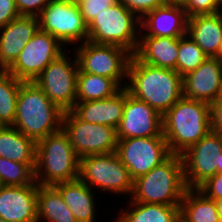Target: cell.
Returning a JSON list of instances; mask_svg holds the SVG:
<instances>
[{
    "mask_svg": "<svg viewBox=\"0 0 222 222\" xmlns=\"http://www.w3.org/2000/svg\"><path fill=\"white\" fill-rule=\"evenodd\" d=\"M125 88L162 116L183 96L182 76L176 70L155 67L132 55Z\"/></svg>",
    "mask_w": 222,
    "mask_h": 222,
    "instance_id": "obj_1",
    "label": "cell"
},
{
    "mask_svg": "<svg viewBox=\"0 0 222 222\" xmlns=\"http://www.w3.org/2000/svg\"><path fill=\"white\" fill-rule=\"evenodd\" d=\"M78 178L101 193L130 197L133 191L134 180L116 152L82 157Z\"/></svg>",
    "mask_w": 222,
    "mask_h": 222,
    "instance_id": "obj_7",
    "label": "cell"
},
{
    "mask_svg": "<svg viewBox=\"0 0 222 222\" xmlns=\"http://www.w3.org/2000/svg\"><path fill=\"white\" fill-rule=\"evenodd\" d=\"M116 153L133 180L171 155L164 136L118 139Z\"/></svg>",
    "mask_w": 222,
    "mask_h": 222,
    "instance_id": "obj_13",
    "label": "cell"
},
{
    "mask_svg": "<svg viewBox=\"0 0 222 222\" xmlns=\"http://www.w3.org/2000/svg\"><path fill=\"white\" fill-rule=\"evenodd\" d=\"M186 190L182 156L171 154L133 181L130 199L138 203L180 205Z\"/></svg>",
    "mask_w": 222,
    "mask_h": 222,
    "instance_id": "obj_4",
    "label": "cell"
},
{
    "mask_svg": "<svg viewBox=\"0 0 222 222\" xmlns=\"http://www.w3.org/2000/svg\"><path fill=\"white\" fill-rule=\"evenodd\" d=\"M74 49L72 57H76L78 73L104 76L114 79L122 88L126 86L123 79L127 80L128 66L133 55L130 51L117 45L91 41L74 46Z\"/></svg>",
    "mask_w": 222,
    "mask_h": 222,
    "instance_id": "obj_8",
    "label": "cell"
},
{
    "mask_svg": "<svg viewBox=\"0 0 222 222\" xmlns=\"http://www.w3.org/2000/svg\"><path fill=\"white\" fill-rule=\"evenodd\" d=\"M68 53L66 50L52 61L34 81L63 112L71 111L77 102L78 63L76 57L72 61Z\"/></svg>",
    "mask_w": 222,
    "mask_h": 222,
    "instance_id": "obj_10",
    "label": "cell"
},
{
    "mask_svg": "<svg viewBox=\"0 0 222 222\" xmlns=\"http://www.w3.org/2000/svg\"><path fill=\"white\" fill-rule=\"evenodd\" d=\"M0 222H6L5 220H3L2 218H0Z\"/></svg>",
    "mask_w": 222,
    "mask_h": 222,
    "instance_id": "obj_46",
    "label": "cell"
},
{
    "mask_svg": "<svg viewBox=\"0 0 222 222\" xmlns=\"http://www.w3.org/2000/svg\"><path fill=\"white\" fill-rule=\"evenodd\" d=\"M210 117L212 131L222 133V102L210 104Z\"/></svg>",
    "mask_w": 222,
    "mask_h": 222,
    "instance_id": "obj_38",
    "label": "cell"
},
{
    "mask_svg": "<svg viewBox=\"0 0 222 222\" xmlns=\"http://www.w3.org/2000/svg\"><path fill=\"white\" fill-rule=\"evenodd\" d=\"M178 52L177 72L182 77L194 71L208 58L188 35L179 38Z\"/></svg>",
    "mask_w": 222,
    "mask_h": 222,
    "instance_id": "obj_31",
    "label": "cell"
},
{
    "mask_svg": "<svg viewBox=\"0 0 222 222\" xmlns=\"http://www.w3.org/2000/svg\"><path fill=\"white\" fill-rule=\"evenodd\" d=\"M186 0H167L168 3L183 4Z\"/></svg>",
    "mask_w": 222,
    "mask_h": 222,
    "instance_id": "obj_42",
    "label": "cell"
},
{
    "mask_svg": "<svg viewBox=\"0 0 222 222\" xmlns=\"http://www.w3.org/2000/svg\"><path fill=\"white\" fill-rule=\"evenodd\" d=\"M178 49L179 38L139 36L133 55L143 63L177 71Z\"/></svg>",
    "mask_w": 222,
    "mask_h": 222,
    "instance_id": "obj_22",
    "label": "cell"
},
{
    "mask_svg": "<svg viewBox=\"0 0 222 222\" xmlns=\"http://www.w3.org/2000/svg\"><path fill=\"white\" fill-rule=\"evenodd\" d=\"M22 82L6 71L0 74V126L13 125Z\"/></svg>",
    "mask_w": 222,
    "mask_h": 222,
    "instance_id": "obj_29",
    "label": "cell"
},
{
    "mask_svg": "<svg viewBox=\"0 0 222 222\" xmlns=\"http://www.w3.org/2000/svg\"><path fill=\"white\" fill-rule=\"evenodd\" d=\"M36 163H19L0 157V185L25 186L35 182Z\"/></svg>",
    "mask_w": 222,
    "mask_h": 222,
    "instance_id": "obj_30",
    "label": "cell"
},
{
    "mask_svg": "<svg viewBox=\"0 0 222 222\" xmlns=\"http://www.w3.org/2000/svg\"><path fill=\"white\" fill-rule=\"evenodd\" d=\"M128 203L129 209L120 208L114 222H180V205L138 203L131 199Z\"/></svg>",
    "mask_w": 222,
    "mask_h": 222,
    "instance_id": "obj_24",
    "label": "cell"
},
{
    "mask_svg": "<svg viewBox=\"0 0 222 222\" xmlns=\"http://www.w3.org/2000/svg\"><path fill=\"white\" fill-rule=\"evenodd\" d=\"M221 60H222V50H221V54H220V57H219Z\"/></svg>",
    "mask_w": 222,
    "mask_h": 222,
    "instance_id": "obj_45",
    "label": "cell"
},
{
    "mask_svg": "<svg viewBox=\"0 0 222 222\" xmlns=\"http://www.w3.org/2000/svg\"><path fill=\"white\" fill-rule=\"evenodd\" d=\"M124 110V87L112 97L76 102L71 110L79 119L93 124L118 127Z\"/></svg>",
    "mask_w": 222,
    "mask_h": 222,
    "instance_id": "obj_20",
    "label": "cell"
},
{
    "mask_svg": "<svg viewBox=\"0 0 222 222\" xmlns=\"http://www.w3.org/2000/svg\"><path fill=\"white\" fill-rule=\"evenodd\" d=\"M140 24V18L118 1L88 25V41L117 45L134 54L139 43Z\"/></svg>",
    "mask_w": 222,
    "mask_h": 222,
    "instance_id": "obj_6",
    "label": "cell"
},
{
    "mask_svg": "<svg viewBox=\"0 0 222 222\" xmlns=\"http://www.w3.org/2000/svg\"><path fill=\"white\" fill-rule=\"evenodd\" d=\"M63 114L34 82H22L12 126L37 143L62 129Z\"/></svg>",
    "mask_w": 222,
    "mask_h": 222,
    "instance_id": "obj_3",
    "label": "cell"
},
{
    "mask_svg": "<svg viewBox=\"0 0 222 222\" xmlns=\"http://www.w3.org/2000/svg\"><path fill=\"white\" fill-rule=\"evenodd\" d=\"M0 157L19 163H36V142L12 125L0 126Z\"/></svg>",
    "mask_w": 222,
    "mask_h": 222,
    "instance_id": "obj_25",
    "label": "cell"
},
{
    "mask_svg": "<svg viewBox=\"0 0 222 222\" xmlns=\"http://www.w3.org/2000/svg\"><path fill=\"white\" fill-rule=\"evenodd\" d=\"M80 158L70 144L68 135L59 130L36 143L35 181L54 186L79 177Z\"/></svg>",
    "mask_w": 222,
    "mask_h": 222,
    "instance_id": "obj_5",
    "label": "cell"
},
{
    "mask_svg": "<svg viewBox=\"0 0 222 222\" xmlns=\"http://www.w3.org/2000/svg\"><path fill=\"white\" fill-rule=\"evenodd\" d=\"M187 35L208 57H220L222 50V13L188 17Z\"/></svg>",
    "mask_w": 222,
    "mask_h": 222,
    "instance_id": "obj_21",
    "label": "cell"
},
{
    "mask_svg": "<svg viewBox=\"0 0 222 222\" xmlns=\"http://www.w3.org/2000/svg\"><path fill=\"white\" fill-rule=\"evenodd\" d=\"M140 23V36L180 38L187 35L188 16L182 4L157 7L146 13Z\"/></svg>",
    "mask_w": 222,
    "mask_h": 222,
    "instance_id": "obj_16",
    "label": "cell"
},
{
    "mask_svg": "<svg viewBox=\"0 0 222 222\" xmlns=\"http://www.w3.org/2000/svg\"><path fill=\"white\" fill-rule=\"evenodd\" d=\"M128 10L140 19L157 7L167 4V0H119Z\"/></svg>",
    "mask_w": 222,
    "mask_h": 222,
    "instance_id": "obj_34",
    "label": "cell"
},
{
    "mask_svg": "<svg viewBox=\"0 0 222 222\" xmlns=\"http://www.w3.org/2000/svg\"><path fill=\"white\" fill-rule=\"evenodd\" d=\"M62 129L80 159L89 155L114 153L117 150L116 128L85 122L72 111L64 112Z\"/></svg>",
    "mask_w": 222,
    "mask_h": 222,
    "instance_id": "obj_11",
    "label": "cell"
},
{
    "mask_svg": "<svg viewBox=\"0 0 222 222\" xmlns=\"http://www.w3.org/2000/svg\"><path fill=\"white\" fill-rule=\"evenodd\" d=\"M163 135L171 154H183L211 129L210 104L181 97L163 116Z\"/></svg>",
    "mask_w": 222,
    "mask_h": 222,
    "instance_id": "obj_2",
    "label": "cell"
},
{
    "mask_svg": "<svg viewBox=\"0 0 222 222\" xmlns=\"http://www.w3.org/2000/svg\"><path fill=\"white\" fill-rule=\"evenodd\" d=\"M77 222L74 214L54 186L38 184L37 222Z\"/></svg>",
    "mask_w": 222,
    "mask_h": 222,
    "instance_id": "obj_27",
    "label": "cell"
},
{
    "mask_svg": "<svg viewBox=\"0 0 222 222\" xmlns=\"http://www.w3.org/2000/svg\"><path fill=\"white\" fill-rule=\"evenodd\" d=\"M39 29L55 37L64 47L88 41V25L79 5L70 0H52L38 16ZM67 44V45H66Z\"/></svg>",
    "mask_w": 222,
    "mask_h": 222,
    "instance_id": "obj_9",
    "label": "cell"
},
{
    "mask_svg": "<svg viewBox=\"0 0 222 222\" xmlns=\"http://www.w3.org/2000/svg\"><path fill=\"white\" fill-rule=\"evenodd\" d=\"M65 51L55 37L39 29L6 72L23 82H34Z\"/></svg>",
    "mask_w": 222,
    "mask_h": 222,
    "instance_id": "obj_12",
    "label": "cell"
},
{
    "mask_svg": "<svg viewBox=\"0 0 222 222\" xmlns=\"http://www.w3.org/2000/svg\"><path fill=\"white\" fill-rule=\"evenodd\" d=\"M222 80V60L208 57L198 68L182 77L183 97L211 104Z\"/></svg>",
    "mask_w": 222,
    "mask_h": 222,
    "instance_id": "obj_18",
    "label": "cell"
},
{
    "mask_svg": "<svg viewBox=\"0 0 222 222\" xmlns=\"http://www.w3.org/2000/svg\"><path fill=\"white\" fill-rule=\"evenodd\" d=\"M39 30L35 16H19L0 29V70L6 71Z\"/></svg>",
    "mask_w": 222,
    "mask_h": 222,
    "instance_id": "obj_19",
    "label": "cell"
},
{
    "mask_svg": "<svg viewBox=\"0 0 222 222\" xmlns=\"http://www.w3.org/2000/svg\"><path fill=\"white\" fill-rule=\"evenodd\" d=\"M52 0H15L20 16L38 17Z\"/></svg>",
    "mask_w": 222,
    "mask_h": 222,
    "instance_id": "obj_35",
    "label": "cell"
},
{
    "mask_svg": "<svg viewBox=\"0 0 222 222\" xmlns=\"http://www.w3.org/2000/svg\"><path fill=\"white\" fill-rule=\"evenodd\" d=\"M214 102H222V80L219 86V90Z\"/></svg>",
    "mask_w": 222,
    "mask_h": 222,
    "instance_id": "obj_41",
    "label": "cell"
},
{
    "mask_svg": "<svg viewBox=\"0 0 222 222\" xmlns=\"http://www.w3.org/2000/svg\"><path fill=\"white\" fill-rule=\"evenodd\" d=\"M222 151L220 134L210 131L182 156L184 181L187 188H198L217 173L215 158Z\"/></svg>",
    "mask_w": 222,
    "mask_h": 222,
    "instance_id": "obj_14",
    "label": "cell"
},
{
    "mask_svg": "<svg viewBox=\"0 0 222 222\" xmlns=\"http://www.w3.org/2000/svg\"><path fill=\"white\" fill-rule=\"evenodd\" d=\"M63 201L74 214L77 222H96V204L94 190L79 178L54 185Z\"/></svg>",
    "mask_w": 222,
    "mask_h": 222,
    "instance_id": "obj_23",
    "label": "cell"
},
{
    "mask_svg": "<svg viewBox=\"0 0 222 222\" xmlns=\"http://www.w3.org/2000/svg\"><path fill=\"white\" fill-rule=\"evenodd\" d=\"M38 183L0 185V218L6 222H37Z\"/></svg>",
    "mask_w": 222,
    "mask_h": 222,
    "instance_id": "obj_17",
    "label": "cell"
},
{
    "mask_svg": "<svg viewBox=\"0 0 222 222\" xmlns=\"http://www.w3.org/2000/svg\"><path fill=\"white\" fill-rule=\"evenodd\" d=\"M182 6L188 17L216 14L220 10V0H186Z\"/></svg>",
    "mask_w": 222,
    "mask_h": 222,
    "instance_id": "obj_33",
    "label": "cell"
},
{
    "mask_svg": "<svg viewBox=\"0 0 222 222\" xmlns=\"http://www.w3.org/2000/svg\"><path fill=\"white\" fill-rule=\"evenodd\" d=\"M180 222H221L215 200L197 188H187L180 204Z\"/></svg>",
    "mask_w": 222,
    "mask_h": 222,
    "instance_id": "obj_26",
    "label": "cell"
},
{
    "mask_svg": "<svg viewBox=\"0 0 222 222\" xmlns=\"http://www.w3.org/2000/svg\"><path fill=\"white\" fill-rule=\"evenodd\" d=\"M217 205V211L220 216V221L222 222V198L215 200Z\"/></svg>",
    "mask_w": 222,
    "mask_h": 222,
    "instance_id": "obj_40",
    "label": "cell"
},
{
    "mask_svg": "<svg viewBox=\"0 0 222 222\" xmlns=\"http://www.w3.org/2000/svg\"><path fill=\"white\" fill-rule=\"evenodd\" d=\"M197 189L210 199L217 200L222 198V174L216 173L202 183Z\"/></svg>",
    "mask_w": 222,
    "mask_h": 222,
    "instance_id": "obj_36",
    "label": "cell"
},
{
    "mask_svg": "<svg viewBox=\"0 0 222 222\" xmlns=\"http://www.w3.org/2000/svg\"><path fill=\"white\" fill-rule=\"evenodd\" d=\"M215 163L217 164V173L222 174V151L217 154L215 158Z\"/></svg>",
    "mask_w": 222,
    "mask_h": 222,
    "instance_id": "obj_39",
    "label": "cell"
},
{
    "mask_svg": "<svg viewBox=\"0 0 222 222\" xmlns=\"http://www.w3.org/2000/svg\"><path fill=\"white\" fill-rule=\"evenodd\" d=\"M119 0H85L79 4L84 22L89 25L98 15L107 10Z\"/></svg>",
    "mask_w": 222,
    "mask_h": 222,
    "instance_id": "obj_32",
    "label": "cell"
},
{
    "mask_svg": "<svg viewBox=\"0 0 222 222\" xmlns=\"http://www.w3.org/2000/svg\"><path fill=\"white\" fill-rule=\"evenodd\" d=\"M122 87L111 78L89 73H77V102L100 100L112 97Z\"/></svg>",
    "mask_w": 222,
    "mask_h": 222,
    "instance_id": "obj_28",
    "label": "cell"
},
{
    "mask_svg": "<svg viewBox=\"0 0 222 222\" xmlns=\"http://www.w3.org/2000/svg\"><path fill=\"white\" fill-rule=\"evenodd\" d=\"M220 13H222V0H220V10H219Z\"/></svg>",
    "mask_w": 222,
    "mask_h": 222,
    "instance_id": "obj_44",
    "label": "cell"
},
{
    "mask_svg": "<svg viewBox=\"0 0 222 222\" xmlns=\"http://www.w3.org/2000/svg\"><path fill=\"white\" fill-rule=\"evenodd\" d=\"M19 16L15 0H0V29Z\"/></svg>",
    "mask_w": 222,
    "mask_h": 222,
    "instance_id": "obj_37",
    "label": "cell"
},
{
    "mask_svg": "<svg viewBox=\"0 0 222 222\" xmlns=\"http://www.w3.org/2000/svg\"><path fill=\"white\" fill-rule=\"evenodd\" d=\"M72 3L79 5L80 3H82L85 0H70Z\"/></svg>",
    "mask_w": 222,
    "mask_h": 222,
    "instance_id": "obj_43",
    "label": "cell"
},
{
    "mask_svg": "<svg viewBox=\"0 0 222 222\" xmlns=\"http://www.w3.org/2000/svg\"><path fill=\"white\" fill-rule=\"evenodd\" d=\"M118 139L163 135L162 115L124 87V110L117 127Z\"/></svg>",
    "mask_w": 222,
    "mask_h": 222,
    "instance_id": "obj_15",
    "label": "cell"
}]
</instances>
